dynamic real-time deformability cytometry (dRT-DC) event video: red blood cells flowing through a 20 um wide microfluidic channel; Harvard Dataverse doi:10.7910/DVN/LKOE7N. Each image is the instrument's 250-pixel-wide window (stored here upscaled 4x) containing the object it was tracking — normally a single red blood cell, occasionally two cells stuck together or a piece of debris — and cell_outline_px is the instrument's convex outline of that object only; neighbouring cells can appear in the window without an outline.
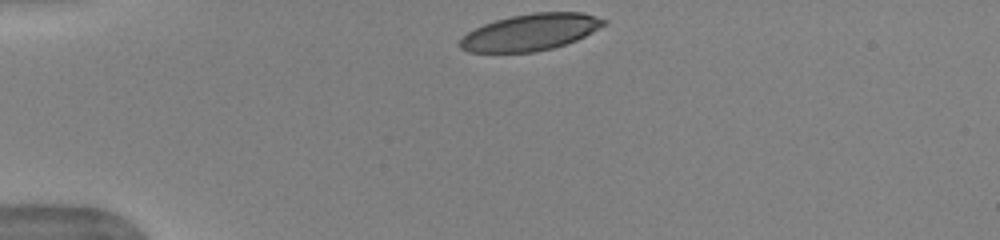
{"species": "human", "species_latin": "Homo sapiens", "temperature_condition": "warm", "stored_images_in_passage": 40, "camera_frame_rate_fps": 3000, "um_per_image_px": 0.085, "donor": {"sex": "female"}, "frame": {"image": 1, "passage_image": 1, "time_ms": 0.0, "image_size_px": [1000, 240], "cell_outline_px": [[608, 24], [576, 40], [552, 48], [536, 52], [468, 52], [460, 48], [460, 40], [468, 32], [484, 24], [496, 20], [512, 16], [532, 12], [584, 12], [608, 20]], "centroid_in_image_um": [45.13, 2.73], "position_along_channel_um": 39.9, "area_um2": 30.63}}
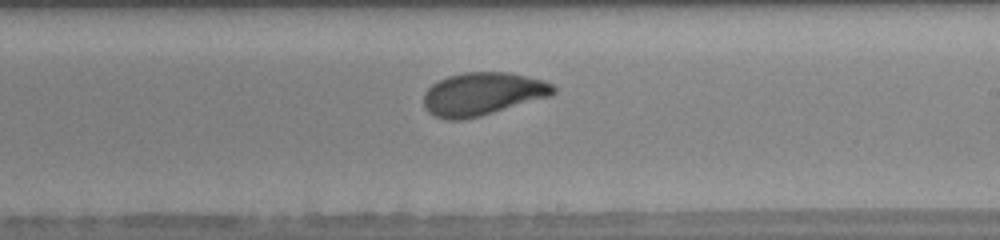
{"frame": {"image": 2, "passage_image": 20, "time_ms": 6.333, "image_size_px": [1000, 240], "cell_outline_px": [[556, 92], [552, 96], [480, 116], [464, 120], [448, 120], [436, 116], [428, 112], [424, 108], [424, 92], [432, 84], [448, 76], [464, 72], [508, 72], [544, 80], [552, 84], [556, 88]], "centroid_in_image_um": [41.03, 7.98], "position_along_channel_um": 248.0, "area_um2": 32.6}}
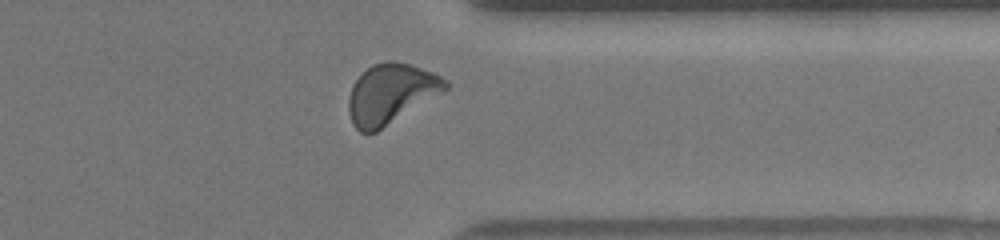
{"frame": {"image": 3, "passage_image": 30, "time_ms": 9.667, "image_size_px": [1000, 240], "cell_outline_px": [[448, 88], [444, 92], [376, 132], [360, 132], [352, 124], [348, 112], [348, 100], [352, 88], [356, 80], [372, 64], [388, 60], [392, 60], [408, 64], [432, 72], [448, 80]], "centroid_in_image_um": [33.23, 7.97], "position_along_channel_um": 378.2, "area_um2": 33.58}, "authors_computed_cell_mechanics": {"area_um2": 32.0212, "velocity_mm_per_s": 3.9556, "shape_relaxation_time_tau1_ms": 2.9571, "shape_relaxation_time_tau2_ms": 0.9789, "deformation_change_tau1": 0.1353, "deformation_change_tau2": 0.0666}}